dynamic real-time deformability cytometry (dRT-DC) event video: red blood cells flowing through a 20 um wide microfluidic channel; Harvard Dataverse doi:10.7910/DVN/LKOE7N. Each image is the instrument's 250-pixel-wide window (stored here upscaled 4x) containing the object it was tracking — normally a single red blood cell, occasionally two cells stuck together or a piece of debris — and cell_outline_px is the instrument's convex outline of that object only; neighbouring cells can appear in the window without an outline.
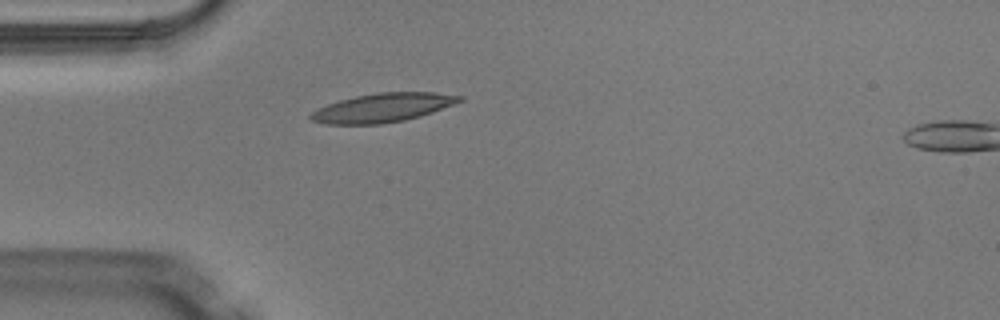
{"species": "Egyptian fruit bat (a non-hibernating species)", "species_latin": "Rousettus aegyptiacus", "temperature_condition": "warm", "stored_images_in_passage": 3, "camera_frame_rate_fps": 3000, "um_per_image_px": 0.085, "animal": {"sex": "male"}, "frame": {"image": 1, "passage_image": 2, "time_ms": 0.333, "image_size_px": [1000, 320], "cell_outline_px": [[464, 100], [432, 112], [420, 116], [404, 120], [380, 124], [324, 124], [312, 120], [308, 116], [316, 108], [340, 100], [356, 96], [376, 92], [432, 92], [464, 96]], "centroid_in_image_um": [32.52, 9.15], "position_along_channel_um": 52.5, "area_um2": 24.97}}